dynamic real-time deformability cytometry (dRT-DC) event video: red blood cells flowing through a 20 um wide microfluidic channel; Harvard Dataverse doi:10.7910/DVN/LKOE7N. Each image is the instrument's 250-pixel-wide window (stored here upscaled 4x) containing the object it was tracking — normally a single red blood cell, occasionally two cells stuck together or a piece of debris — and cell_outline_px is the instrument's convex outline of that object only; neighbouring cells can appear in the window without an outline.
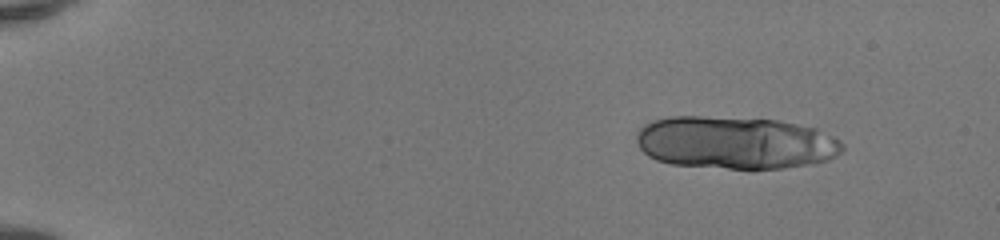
{"species": "human", "species_latin": "Homo sapiens", "temperature_condition": "room temperature", "stored_images_in_passage": 12, "camera_frame_rate_fps": 3000, "um_per_image_px": 0.085, "donor": {"sex": "female"}, "frame": {"image": 1, "passage_image": 1, "time_ms": 0.0, "image_size_px": [1000, 240], "cell_outline_px": [[844, 148], [836, 156], [828, 160], [812, 164], [752, 172], [672, 164], [656, 160], [648, 156], [640, 148], [636, 140], [636, 136], [640, 128], [644, 124], [668, 116], [700, 116], [776, 120], [816, 128], [840, 140], [844, 144]], "centroid_in_image_um": [62.51, 12.17], "position_along_channel_um": 22.5, "area_um2": 64.33}}